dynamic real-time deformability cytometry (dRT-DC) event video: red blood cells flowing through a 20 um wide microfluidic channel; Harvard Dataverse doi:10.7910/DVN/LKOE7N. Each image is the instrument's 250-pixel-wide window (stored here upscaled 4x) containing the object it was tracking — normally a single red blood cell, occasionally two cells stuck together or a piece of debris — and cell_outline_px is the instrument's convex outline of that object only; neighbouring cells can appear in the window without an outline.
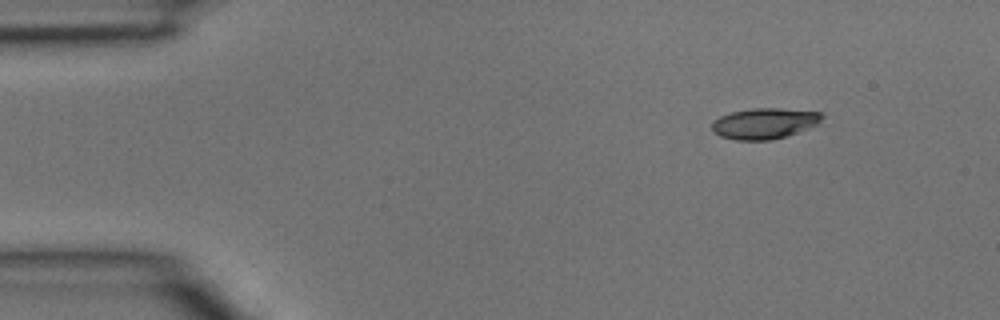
{"species": "common noctule bat (a hibernating species)", "species_latin": "Nyctalus noctula", "temperature_condition": "room temperature", "stored_images_in_passage": 3, "camera_frame_rate_fps": 3000, "um_per_image_px": 0.085, "animal": {"sex": "male", "body_mass_g": 15.6}, "frame": {"image": 1, "passage_image": 1, "time_ms": 0.0, "image_size_px": [1000, 320], "cell_outline_px": [[824, 116], [816, 124], [808, 128], [772, 140], [736, 140], [720, 136], [712, 132], [712, 120], [720, 116], [732, 112], [752, 108], [780, 108], [820, 112]], "centroid_in_image_um": [64.92, 10.49], "position_along_channel_um": 20.1, "area_um2": 19.65}}